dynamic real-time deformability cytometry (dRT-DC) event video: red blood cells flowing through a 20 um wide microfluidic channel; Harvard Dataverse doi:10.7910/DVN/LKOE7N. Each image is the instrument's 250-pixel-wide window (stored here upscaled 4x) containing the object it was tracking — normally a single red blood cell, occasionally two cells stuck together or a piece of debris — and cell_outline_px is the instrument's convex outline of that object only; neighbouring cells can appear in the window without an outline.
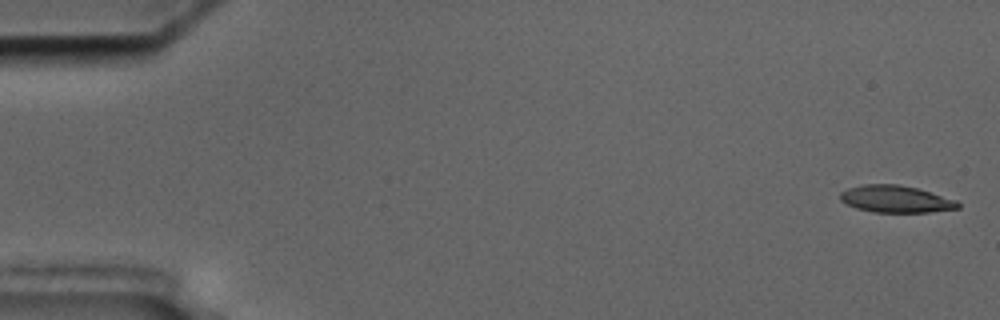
{"species": "common noctule bat (a hibernating species)", "species_latin": "Nyctalus noctula", "temperature_condition": "cold", "stored_images_in_passage": 55, "camera_frame_rate_fps": 3000, "um_per_image_px": 0.085, "animal": {"sex": "male", "body_mass_g": 17.5, "forearm_length_mm": 52.3}, "frame": {"image": 1, "passage_image": 1, "time_ms": 0.0, "image_size_px": [1000, 320], "cell_outline_px": [[960, 208], [928, 212], [872, 212], [856, 208], [840, 200], [840, 192], [848, 188], [864, 184], [896, 184], [916, 188], [956, 200], [960, 204]], "centroid_in_image_um": [76.12, 16.92], "position_along_channel_um": 8.9, "area_um2": 18.38}}
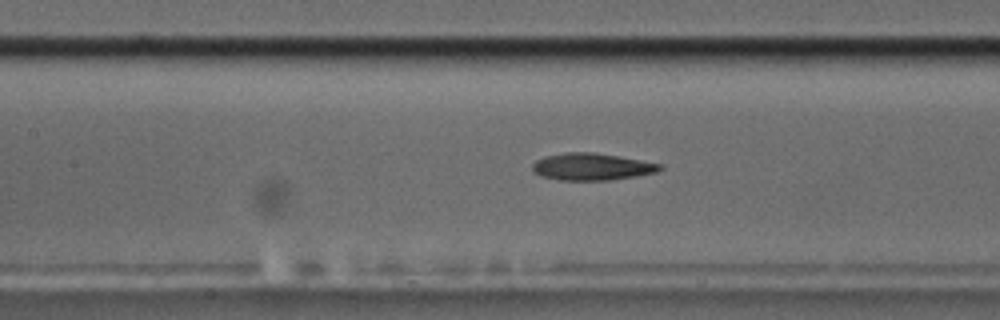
{"frame": {"image": 2, "passage_image": 25, "time_ms": 8.0, "image_size_px": [1000, 320], "cell_outline_px": [[664, 168], [656, 172], [636, 176], [608, 180], [560, 180], [540, 176], [532, 172], [532, 164], [536, 160], [544, 156], [564, 152], [596, 152], [620, 156], [660, 164]], "centroid_in_image_um": [50.26, 14.16], "position_along_channel_um": 157.1, "area_um2": 20.23}}
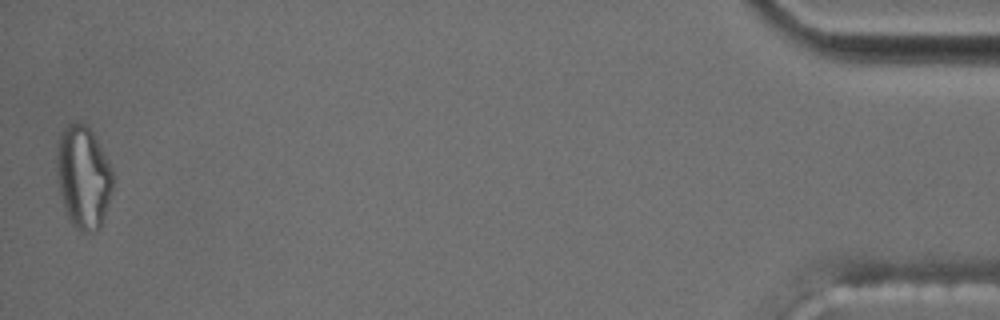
{"frame": {"image": 3, "passage_image": 55, "time_ms": 18.0, "image_size_px": [1000, 320], "cell_outline_px": [[112, 192], [100, 228], [96, 232], [80, 232], [72, 224], [68, 216], [60, 192], [56, 156], [56, 152], [60, 132], [72, 120], [84, 120], [92, 132], [108, 160], [112, 168]], "centroid_in_image_um": [7.08, 15.0], "position_along_channel_um": 428.1, "area_um2": 33.7}, "authors_computed_cell_mechanics": {"area_um2": 19.941, "velocity_mm_per_s": 3.6089, "shape_relaxation_time_tau1_ms": null, "shape_relaxation_time_tau2_ms": 3.3136, "deformation_change_tau1": null, "deformation_change_tau2": 0.1279}}